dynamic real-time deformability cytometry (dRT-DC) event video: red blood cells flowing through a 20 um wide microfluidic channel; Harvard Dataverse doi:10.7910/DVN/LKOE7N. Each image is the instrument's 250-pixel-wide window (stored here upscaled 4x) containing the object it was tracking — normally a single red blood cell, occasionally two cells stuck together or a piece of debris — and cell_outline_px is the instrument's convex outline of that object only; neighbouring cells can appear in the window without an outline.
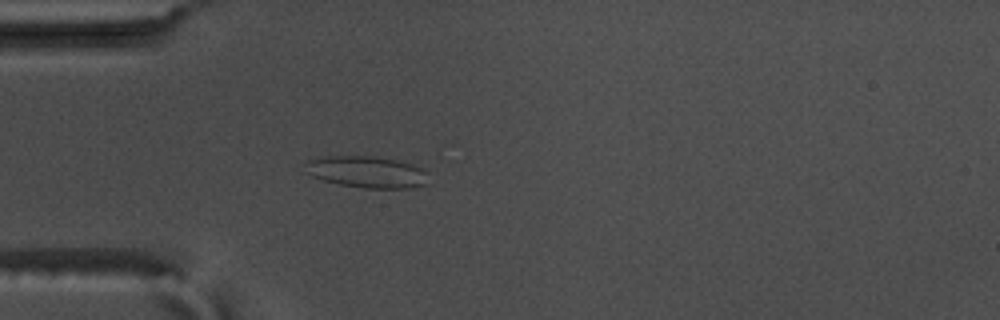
{"species": "common noctule bat (a hibernating species)", "species_latin": "Nyctalus noctula", "temperature_condition": "warm", "stored_images_in_passage": 49, "camera_frame_rate_fps": 3000, "um_per_image_px": 0.085, "animal": {"sex": "male", "body_mass_g": 17.5, "forearm_length_mm": 52.3}, "frame": {"image": 1, "passage_image": 9, "time_ms": 2.667, "image_size_px": [1000, 320], "cell_outline_px": [[424, 184], [404, 188], [364, 188], [340, 184], [324, 180], [312, 176], [304, 172], [304, 164], [308, 160], [324, 156], [372, 156], [400, 160], [412, 164], [420, 168], [424, 172]], "centroid_in_image_um": [31.07, 14.59], "position_along_channel_um": 53.9, "area_um2": 22.43}}
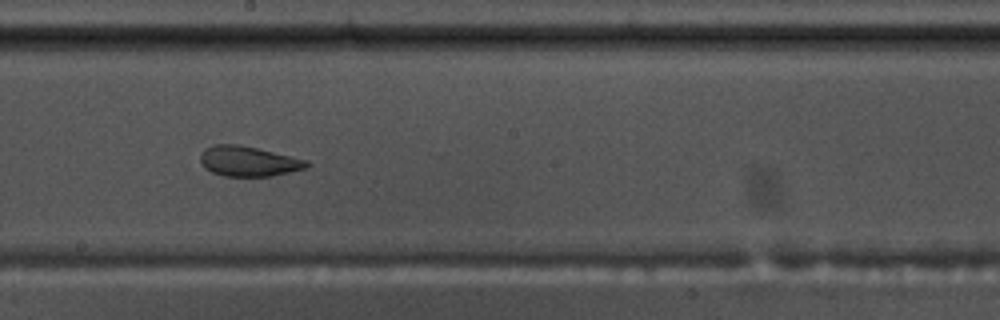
{"frame": {"image": 2, "passage_image": 24, "time_ms": 7.667, "image_size_px": [1000, 320], "cell_outline_px": [[312, 164], [308, 168], [272, 176], [224, 176], [212, 172], [204, 168], [200, 160], [200, 152], [204, 148], [212, 144], [236, 144], [256, 148], [308, 160]], "centroid_in_image_um": [21.11, 13.71], "position_along_channel_um": 227.1, "area_um2": 18.84}}
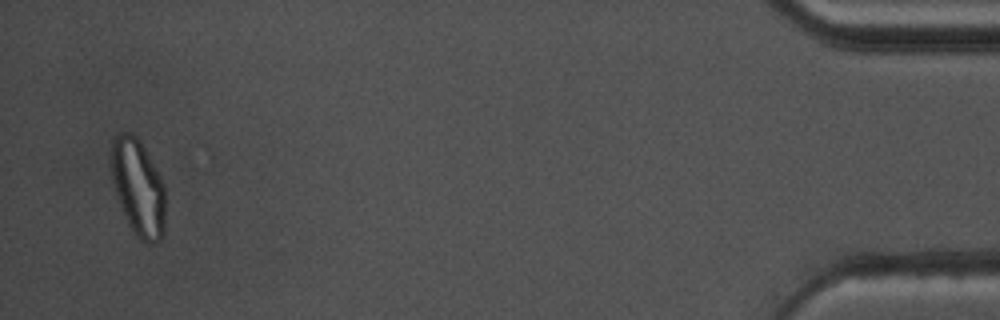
{"frame": {"image": 3, "passage_image": 47, "time_ms": 15.333, "image_size_px": [1000, 320], "cell_outline_px": [[164, 236], [156, 244], [148, 244], [140, 240], [136, 236], [128, 224], [116, 192], [108, 168], [108, 156], [112, 140], [120, 132], [128, 132], [136, 136], [144, 148], [164, 188]], "centroid_in_image_um": [11.68, 15.95], "position_along_channel_um": 423.5, "area_um2": 30.58}, "authors_computed_cell_mechanics": {"area_um2": 22.4264, "velocity_mm_per_s": 3.6413, "shape_relaxation_time_tau1_ms": null, "shape_relaxation_time_tau2_ms": 1.8701, "deformation_change_tau1": null, "deformation_change_tau2": 0.0866}}